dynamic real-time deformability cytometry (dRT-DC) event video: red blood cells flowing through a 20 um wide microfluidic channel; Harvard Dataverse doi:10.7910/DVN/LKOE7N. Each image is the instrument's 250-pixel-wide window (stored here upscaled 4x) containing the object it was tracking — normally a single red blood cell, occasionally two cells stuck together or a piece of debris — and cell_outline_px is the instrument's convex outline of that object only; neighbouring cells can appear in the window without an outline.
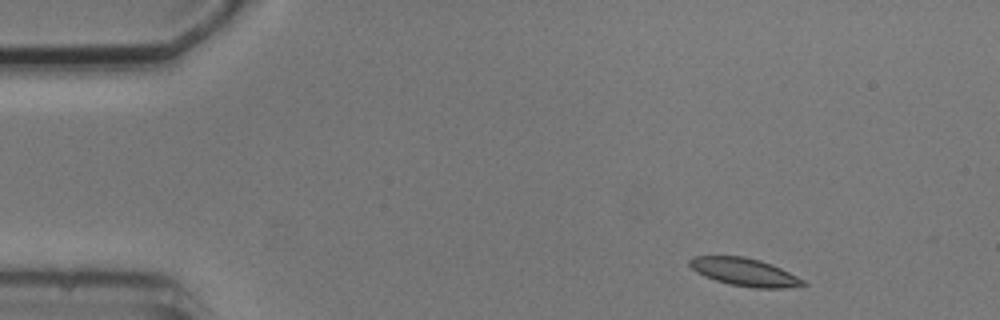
{"species": "common noctule bat (a hibernating species)", "species_latin": "Nyctalus noctula", "temperature_condition": "cold", "stored_images_in_passage": 5, "camera_frame_rate_fps": 3000, "um_per_image_px": 0.085, "animal": {"sex": "male", "body_mass_g": 20.5, "forearm_length_mm": 52.5}, "frame": {"image": 1, "passage_image": 1, "time_ms": 0.0, "image_size_px": [1000, 320], "cell_outline_px": [[808, 284], [784, 288], [752, 288], [728, 284], [704, 276], [696, 272], [688, 264], [688, 260], [692, 256], [744, 256], [760, 260], [772, 264], [804, 280]], "centroid_in_image_um": [63.25, 23.12], "position_along_channel_um": 21.8, "area_um2": 18.44}}
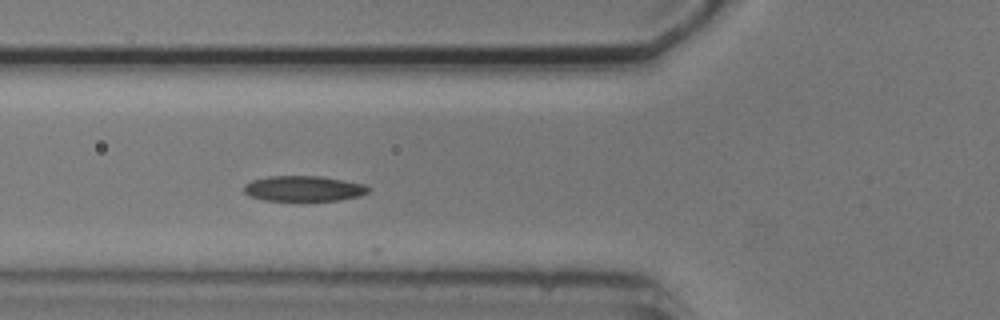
{"frame": {"image": 2, "passage_image": 5, "time_ms": 4.333, "image_size_px": [1000, 320], "cell_outline_px": [[372, 188], [368, 192], [360, 196], [340, 200], [264, 200], [252, 196], [244, 192], [244, 184], [252, 180], [268, 176], [320, 176], [344, 180], [364, 184]], "centroid_in_image_um": [25.84, 16.02], "position_along_channel_um": 100.0, "area_um2": 18.38}}